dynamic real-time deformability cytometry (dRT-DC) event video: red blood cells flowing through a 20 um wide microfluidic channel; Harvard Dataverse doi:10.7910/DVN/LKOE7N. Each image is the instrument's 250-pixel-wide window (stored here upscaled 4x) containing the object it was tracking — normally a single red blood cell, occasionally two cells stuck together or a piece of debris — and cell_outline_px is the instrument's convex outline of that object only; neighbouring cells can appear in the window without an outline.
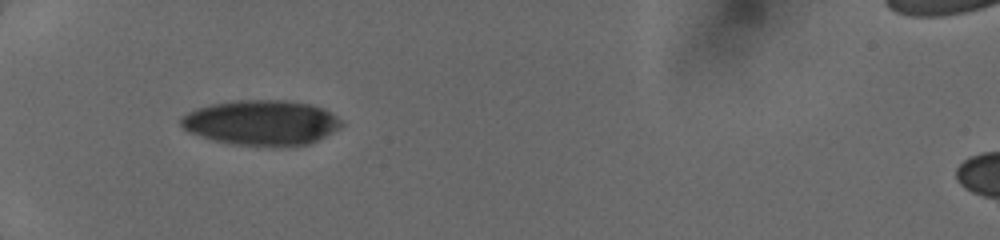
{"species": "human", "species_latin": "Homo sapiens", "temperature_condition": "cold", "stored_images_in_passage": 37, "camera_frame_rate_fps": 3000, "um_per_image_px": 0.085, "donor": {"sex": "female"}, "frame": {"image": 1, "passage_image": 1, "time_ms": 0.0, "image_size_px": [1000, 240], "cell_outline_px": [[344, 124], [324, 136], [308, 144], [232, 144], [216, 140], [188, 132], [180, 124], [180, 116], [196, 108], [212, 104], [236, 100], [284, 100], [312, 104], [324, 108], [340, 120]], "centroid_in_image_um": [22.18, 10.38], "position_along_channel_um": 62.8, "area_um2": 41.27}}
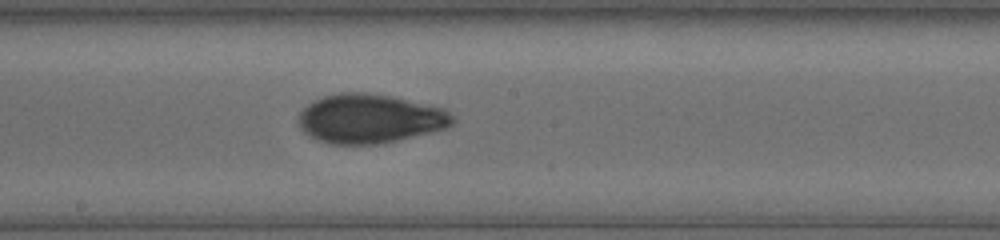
{"frame": {"image": 2, "passage_image": 17, "time_ms": 4.0, "image_size_px": [1000, 240], "cell_outline_px": [[456, 120], [448, 128], [380, 144], [328, 144], [308, 136], [300, 128], [300, 112], [308, 104], [324, 96], [340, 92], [372, 92], [392, 96], [444, 108]], "centroid_in_image_um": [31.45, 10.08], "position_along_channel_um": 216.8, "area_um2": 44.22}}
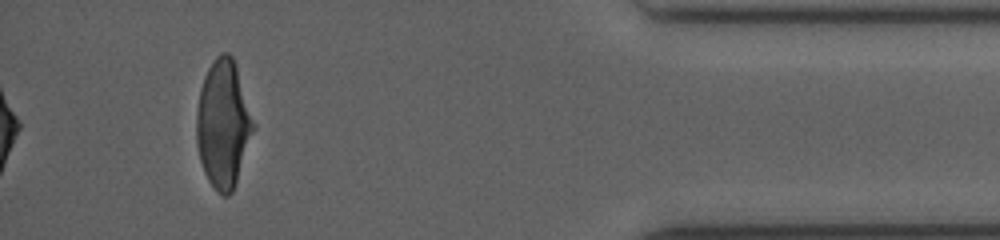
{"frame": {"image": 3, "passage_image": 37, "time_ms": 9.667, "image_size_px": [1000, 240], "cell_outline_px": [[252, 132], [232, 192], [228, 196], [224, 196], [216, 192], [208, 180], [204, 172], [200, 160], [196, 140], [196, 112], [200, 88], [204, 76], [208, 68], [216, 56], [220, 52], [228, 52], [232, 56], [236, 68], [252, 120]], "centroid_in_image_um": [18.9, 10.54], "position_along_channel_um": 416.3, "area_um2": 41.15}}